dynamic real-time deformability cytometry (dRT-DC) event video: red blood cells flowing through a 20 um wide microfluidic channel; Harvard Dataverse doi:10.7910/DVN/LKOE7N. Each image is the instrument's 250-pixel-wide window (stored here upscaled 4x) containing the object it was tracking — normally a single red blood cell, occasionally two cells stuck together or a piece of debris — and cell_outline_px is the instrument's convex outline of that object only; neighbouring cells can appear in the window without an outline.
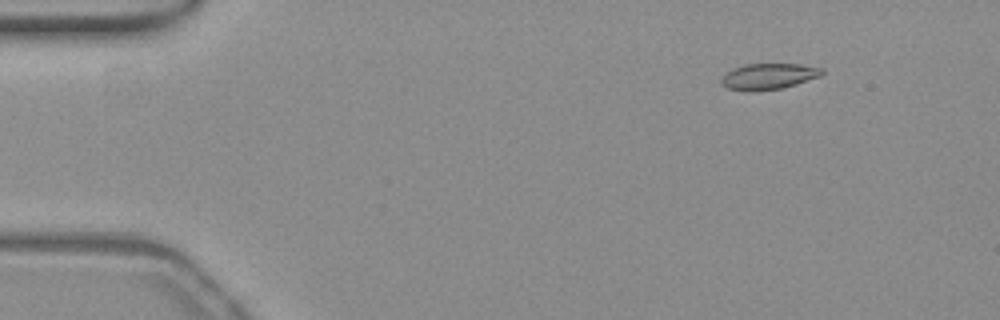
{"species": "common noctule bat (a hibernating species)", "species_latin": "Nyctalus noctula", "temperature_condition": "warm", "stored_images_in_passage": 53, "camera_frame_rate_fps": 3000, "um_per_image_px": 0.085, "animal": {"sex": "female", "body_mass_g": 19.3, "forearm_length_mm": 54.1}, "frame": {"image": 1, "passage_image": 7, "time_ms": 2.0, "image_size_px": [1000, 320], "cell_outline_px": [[824, 72], [820, 76], [784, 88], [728, 88], [720, 80], [732, 68], [744, 64], [800, 64], [824, 68]], "centroid_in_image_um": [65.43, 6.43], "position_along_channel_um": 19.6, "area_um2": 14.45}}
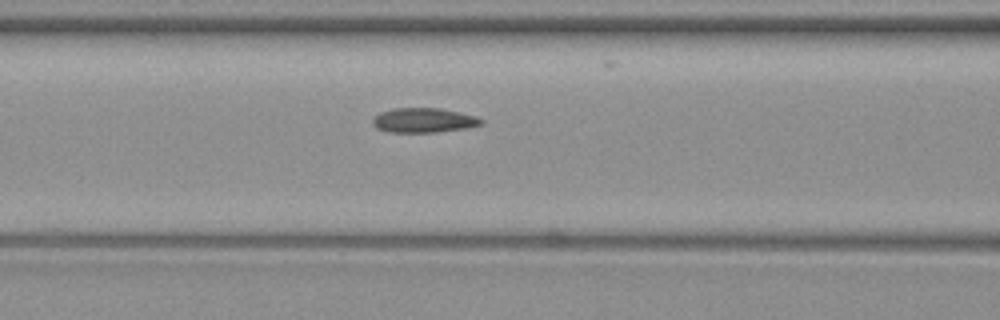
{"frame": {"image": 2, "passage_image": 23, "time_ms": 7.333, "image_size_px": [1000, 320], "cell_outline_px": [[484, 124], [464, 128], [436, 132], [388, 132], [376, 128], [372, 124], [372, 120], [380, 112], [392, 108], [440, 108], [460, 112], [476, 116], [484, 120]], "centroid_in_image_um": [36.01, 10.22], "position_along_channel_um": 130.6, "area_um2": 15.61}}
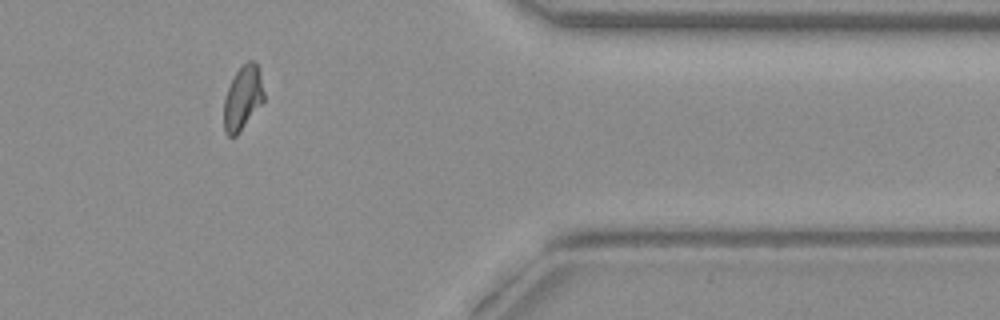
{"frame": {"image": 3, "passage_image": 45, "time_ms": 14.667, "image_size_px": [1000, 320], "cell_outline_px": [[264, 100], [236, 136], [228, 136], [224, 132], [224, 100], [228, 88], [236, 72], [248, 60], [252, 60], [260, 68], [264, 92]], "centroid_in_image_um": [20.64, 8.31], "position_along_channel_um": 390.8, "area_um2": 14.8}, "authors_computed_cell_mechanics": {"area_um2": 15.2014, "velocity_mm_per_s": 3.8596, "shape_relaxation_time_tau1_ms": null, "shape_relaxation_time_tau2_ms": 4.7599, "deformation_change_tau1": null, "deformation_change_tau2": 0.0559}}